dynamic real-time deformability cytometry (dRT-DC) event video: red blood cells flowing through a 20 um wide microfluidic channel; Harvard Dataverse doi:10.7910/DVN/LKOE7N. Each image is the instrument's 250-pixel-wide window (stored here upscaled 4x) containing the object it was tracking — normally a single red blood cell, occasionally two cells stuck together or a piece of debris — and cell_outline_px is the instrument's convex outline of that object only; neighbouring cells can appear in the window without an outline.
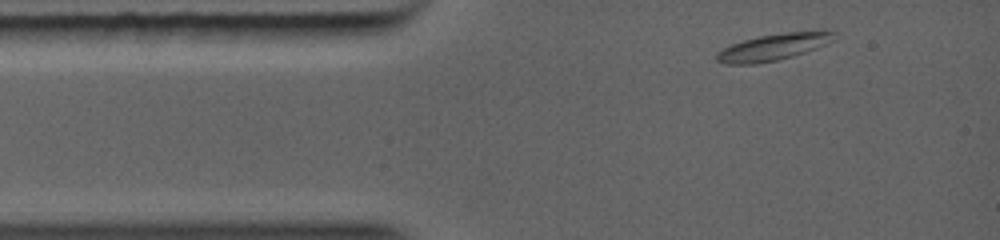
{"species": "common noctule bat (a hibernating species)", "species_latin": "Nyctalus noctula", "temperature_condition": "warm", "stored_images_in_passage": 2, "camera_frame_rate_fps": 5000, "um_per_image_px": 0.085, "animal": {"sex": "female", "body_mass_g": 19.0, "forearm_length_mm": 56.7}, "frame": {"image": 1, "passage_image": 1, "time_ms": 0.0, "image_size_px": [1000, 240], "cell_outline_px": [[840, 32], [836, 40], [828, 44], [792, 56], [776, 60], [756, 64], [724, 64], [716, 60], [716, 52], [732, 44], [744, 40], [760, 36], [788, 32]], "centroid_in_image_um": [65.75, 4.01], "position_along_channel_um": 19.2, "area_um2": 18.03}}